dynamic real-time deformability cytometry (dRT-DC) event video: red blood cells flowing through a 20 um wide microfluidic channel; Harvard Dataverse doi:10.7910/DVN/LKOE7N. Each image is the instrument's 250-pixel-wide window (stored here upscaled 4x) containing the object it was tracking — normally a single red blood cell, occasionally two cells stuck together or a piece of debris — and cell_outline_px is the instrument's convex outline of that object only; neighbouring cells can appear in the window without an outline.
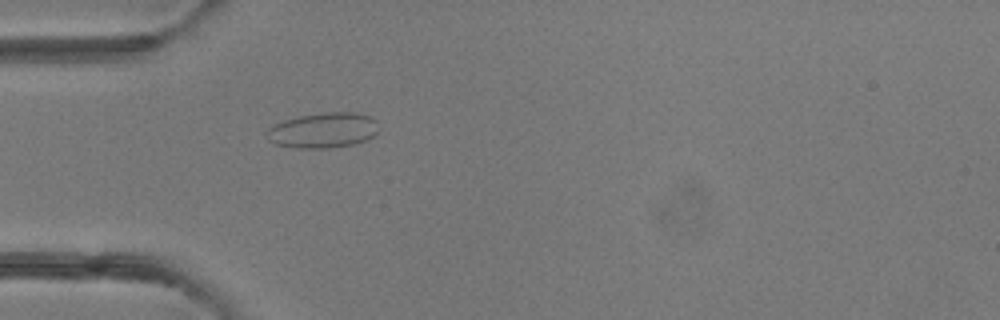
{"species": "common noctule bat (a hibernating species)", "species_latin": "Nyctalus noctula", "temperature_condition": "room temperature", "stored_images_in_passage": 4, "camera_frame_rate_fps": 3000, "um_per_image_px": 0.085, "animal": {"sex": "female"}, "frame": {"image": 1, "passage_image": 4, "time_ms": 4.667, "image_size_px": [1000, 320], "cell_outline_px": [[380, 128], [368, 140], [352, 144], [332, 148], [296, 148], [276, 144], [268, 140], [264, 132], [268, 128], [284, 120], [300, 116], [324, 112], [356, 112], [372, 116], [376, 120]], "centroid_in_image_um": [27.49, 11.07], "position_along_channel_um": 57.5, "area_um2": 23.29}}